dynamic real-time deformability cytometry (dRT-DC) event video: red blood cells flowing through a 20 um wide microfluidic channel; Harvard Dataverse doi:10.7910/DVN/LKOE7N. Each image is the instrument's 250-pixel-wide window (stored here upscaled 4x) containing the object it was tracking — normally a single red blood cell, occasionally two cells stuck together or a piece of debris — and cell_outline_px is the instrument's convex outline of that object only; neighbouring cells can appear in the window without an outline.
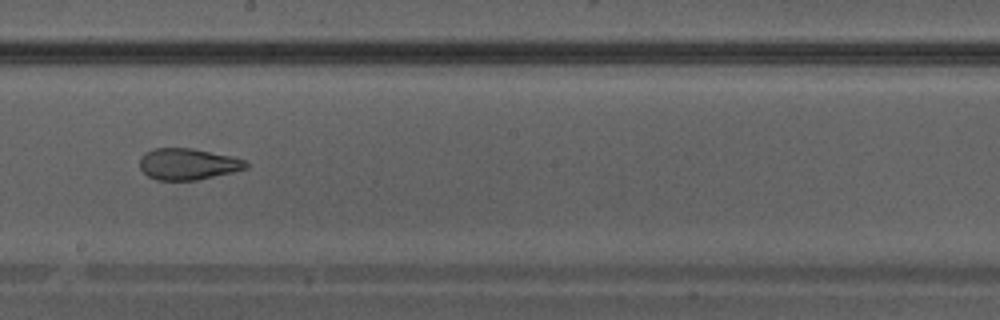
{"species": "Egyptian fruit bat (a non-hibernating species)", "species_latin": "Rousettus aegyptiacus", "temperature_condition": "warm", "stored_images_in_passage": 41, "camera_frame_rate_fps": 3000, "um_per_image_px": 0.085, "animal": {"sex": "male"}, "frame": {"image": 1, "passage_image": 24, "time_ms": 7.667, "image_size_px": [1000, 320], "cell_outline_px": [[248, 168], [232, 172], [196, 180], [156, 180], [148, 176], [140, 168], [140, 156], [144, 152], [152, 148], [192, 148], [232, 156], [244, 160], [248, 164]], "centroid_in_image_um": [15.94, 13.93], "position_along_channel_um": 232.3, "area_um2": 19.48}}